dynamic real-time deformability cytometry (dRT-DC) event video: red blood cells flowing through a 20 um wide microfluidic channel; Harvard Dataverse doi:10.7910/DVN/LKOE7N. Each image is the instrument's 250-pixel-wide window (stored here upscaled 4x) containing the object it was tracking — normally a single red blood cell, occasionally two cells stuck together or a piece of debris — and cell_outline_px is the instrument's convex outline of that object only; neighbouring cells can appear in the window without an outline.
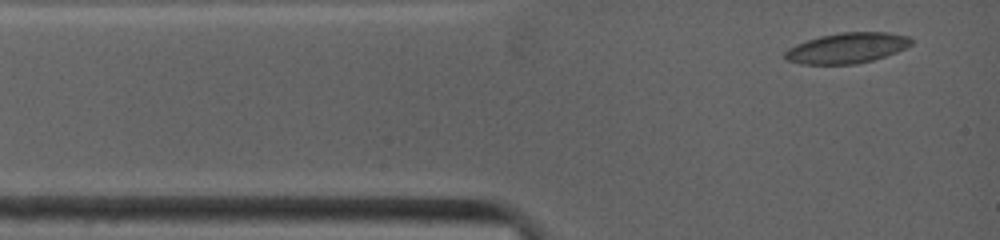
{"species": "common noctule bat (a hibernating species)", "species_latin": "Nyctalus noctula", "temperature_condition": "warm", "stored_images_in_passage": 32, "camera_frame_rate_fps": 4500, "um_per_image_px": 0.085, "animal": {"sex": "female", "body_mass_g": 19.0, "forearm_length_mm": 53.3}, "frame": {"image": 1, "passage_image": 1, "time_ms": 0.0, "image_size_px": [1000, 240], "cell_outline_px": [[912, 44], [896, 52], [872, 60], [856, 64], [800, 64], [784, 60], [784, 52], [788, 48], [796, 44], [820, 36], [840, 32], [888, 32], [908, 36], [912, 40]], "centroid_in_image_um": [71.96, 4.08], "position_along_channel_um": 13.0, "area_um2": 22.43}}
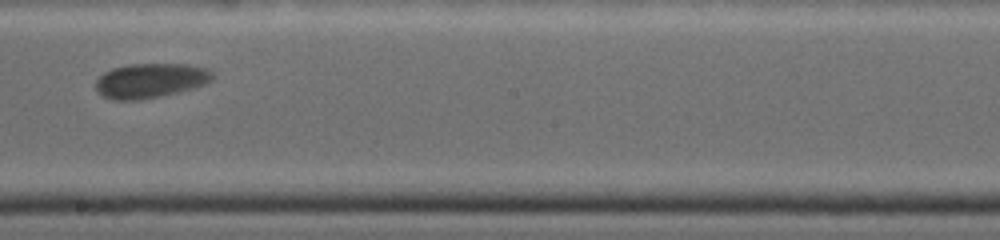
{"frame": {"image": 2, "passage_image": 18, "time_ms": 6.667, "image_size_px": [1000, 240], "cell_outline_px": [[216, 76], [208, 84], [160, 96], [136, 100], [112, 100], [96, 92], [96, 80], [104, 72], [112, 68], [128, 64], [188, 64], [208, 68]], "centroid_in_image_um": [12.81, 6.84], "position_along_channel_um": 235.4, "area_um2": 23.76}}
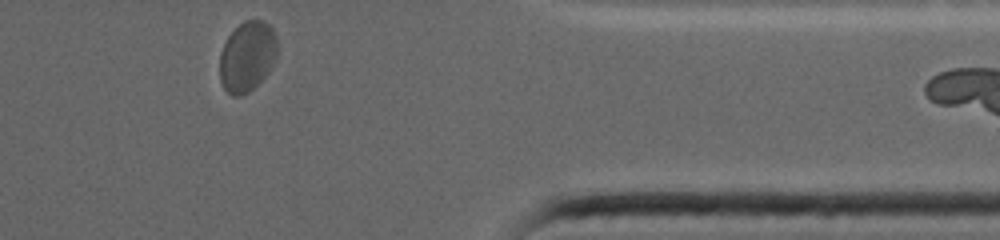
{"frame": {"image": 3, "passage_image": 30, "time_ms": 11.333, "image_size_px": [1000, 240], "cell_outline_px": [[276, 60], [268, 72], [248, 92], [240, 96], [232, 96], [224, 88], [220, 80], [220, 52], [228, 36], [244, 20], [264, 20], [276, 32]], "centroid_in_image_um": [21.02, 4.79], "position_along_channel_um": 390.4, "area_um2": 23.47}, "authors_computed_cell_mechanics": {"area_um2": 23.4957, "velocity_mm_per_s": 3.773, "shape_relaxation_time_tau1_ms": 4.6121, "shape_relaxation_time_tau2_ms": null, "deformation_change_tau1": 0.061, "deformation_change_tau2": null}}